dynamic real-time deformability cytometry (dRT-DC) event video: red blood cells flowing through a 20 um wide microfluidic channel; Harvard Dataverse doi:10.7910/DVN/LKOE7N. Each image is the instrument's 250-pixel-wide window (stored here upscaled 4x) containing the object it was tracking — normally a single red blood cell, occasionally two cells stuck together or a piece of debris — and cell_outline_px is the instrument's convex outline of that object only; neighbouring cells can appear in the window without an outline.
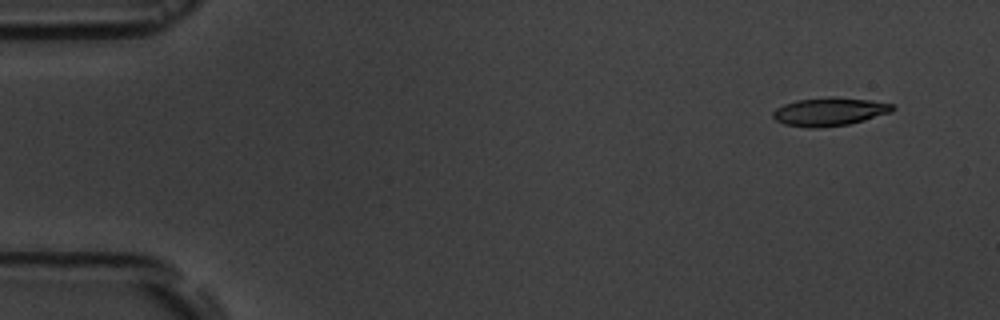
{"species": "common noctule bat (a hibernating species)", "species_latin": "Nyctalus noctula", "temperature_condition": "room temperature", "stored_images_in_passage": 13, "camera_frame_rate_fps": 3000, "um_per_image_px": 0.085, "animal": {"sex": "male", "body_mass_g": 19.5, "forearm_length_mm": 54.6}, "frame": {"image": 1, "passage_image": 1, "time_ms": 0.0, "image_size_px": [1000, 320], "cell_outline_px": [[896, 108], [892, 112], [864, 120], [848, 124], [820, 128], [808, 128], [784, 124], [776, 120], [772, 116], [772, 112], [776, 108], [784, 104], [796, 100], [828, 96], [832, 96], [868, 100], [892, 104]], "centroid_in_image_um": [70.48, 9.49], "position_along_channel_um": 14.5, "area_um2": 19.83}}
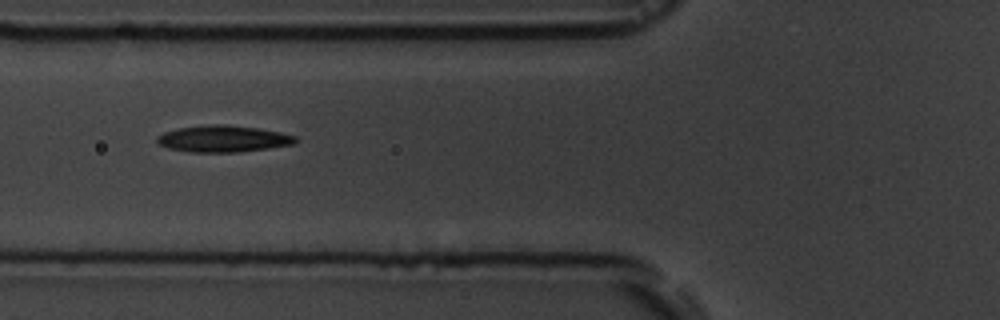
{"frame": {"image": 2, "passage_image": 6, "time_ms": 5.667, "image_size_px": [1000, 320], "cell_outline_px": [[300, 140], [292, 144], [268, 148], [240, 152], [188, 152], [168, 148], [160, 144], [156, 140], [156, 136], [164, 132], [180, 128], [212, 124], [228, 124], [256, 128], [280, 132], [296, 136]], "centroid_in_image_um": [18.98, 11.8], "position_along_channel_um": 106.8, "area_um2": 21.44}}
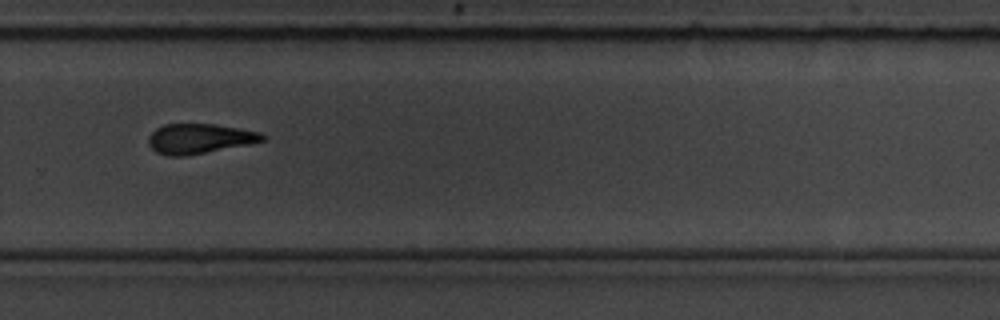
{"frame": {"image": 3, "passage_image": 11, "time_ms": 11.333, "image_size_px": [1000, 320], "cell_outline_px": [[268, 136], [264, 140], [248, 144], [184, 156], [168, 156], [156, 152], [148, 144], [148, 136], [156, 128], [164, 124], [216, 124], [240, 128], [260, 132]], "centroid_in_image_um": [16.94, 11.77], "position_along_channel_um": 312.9, "area_um2": 19.83}, "authors_computed_cell_mechanics": {"area_um2": 19.9988, "velocity_mm_per_s": 3.644, "shape_relaxation_time_tau1_ms": 6.2288, "shape_relaxation_time_tau2_ms": 3.9509, "deformation_change_tau1": 0.1333, "deformation_change_tau2": 0.1166}}